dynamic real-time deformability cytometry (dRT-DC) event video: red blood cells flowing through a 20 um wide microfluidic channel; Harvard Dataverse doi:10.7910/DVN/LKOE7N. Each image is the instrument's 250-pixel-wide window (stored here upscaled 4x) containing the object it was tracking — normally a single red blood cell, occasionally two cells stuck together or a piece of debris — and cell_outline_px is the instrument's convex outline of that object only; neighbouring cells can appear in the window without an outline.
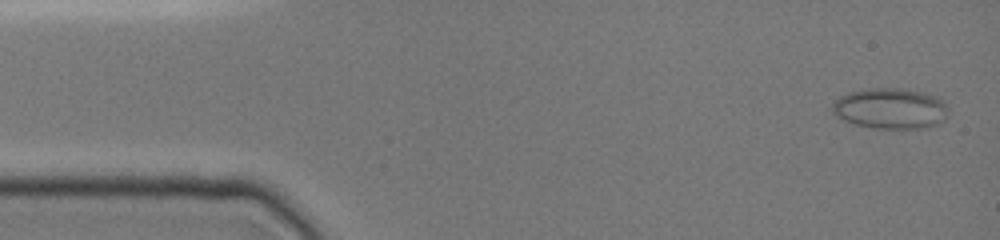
{"species": "common noctule bat (a hibernating species)", "species_latin": "Nyctalus noctula", "temperature_condition": "cold", "stored_images_in_passage": 12, "camera_frame_rate_fps": 3000, "um_per_image_px": 0.085, "animal": {"sex": "female", "body_mass_g": 19.0, "forearm_length_mm": 51.5}, "frame": {"image": 1, "passage_image": 2, "time_ms": 0.333, "image_size_px": [1000, 240], "cell_outline_px": [[948, 116], [940, 124], [924, 128], [872, 128], [856, 124], [844, 120], [836, 116], [832, 112], [832, 104], [840, 96], [848, 92], [868, 88], [896, 88], [924, 92], [936, 96], [948, 104]], "centroid_in_image_um": [75.72, 9.22], "position_along_channel_um": 9.3, "area_um2": 27.8}}
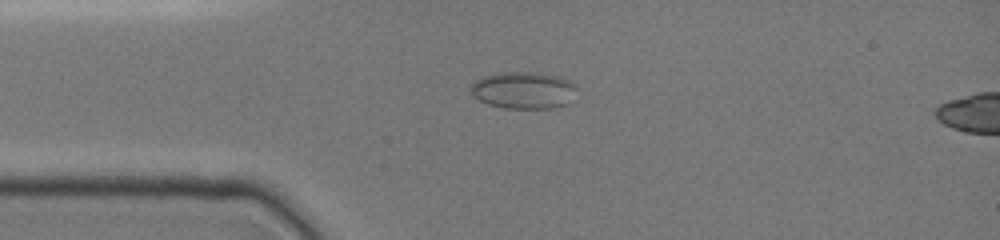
{"frame": {"image": 2, "passage_image": 10, "time_ms": 3.667, "image_size_px": [1000, 240], "cell_outline_px": [[576, 88], [572, 104], [552, 108], [504, 108], [488, 104], [472, 96], [472, 84], [480, 76], [496, 72], [532, 72], [560, 76], [576, 84]], "centroid_in_image_um": [44.53, 7.67], "position_along_channel_um": 40.5, "area_um2": 23.24}}